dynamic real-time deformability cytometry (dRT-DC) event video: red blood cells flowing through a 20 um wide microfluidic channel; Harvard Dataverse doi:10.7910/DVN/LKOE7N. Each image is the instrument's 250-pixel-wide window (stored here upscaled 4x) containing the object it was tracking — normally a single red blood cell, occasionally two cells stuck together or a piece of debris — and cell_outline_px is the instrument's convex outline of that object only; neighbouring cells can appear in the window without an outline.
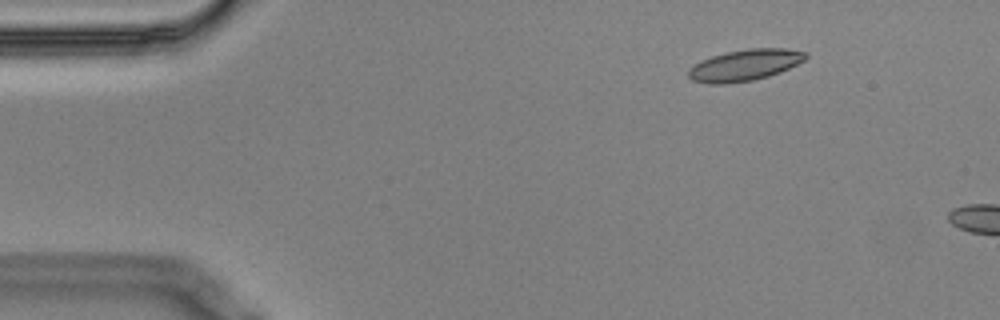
{"species": "Egyptian fruit bat (a non-hibernating species)", "species_latin": "Rousettus aegyptiacus", "temperature_condition": "cold", "stored_images_in_passage": 3, "camera_frame_rate_fps": 3000, "um_per_image_px": 0.085, "animal": {"sex": "male"}, "frame": {"image": 1, "passage_image": 1, "time_ms": 0.0, "image_size_px": [1000, 320], "cell_outline_px": [[808, 56], [804, 60], [780, 72], [768, 76], [752, 80], [724, 84], [708, 84], [692, 80], [688, 76], [688, 68], [700, 60], [712, 56], [728, 52], [748, 48], [788, 48], [804, 52]], "centroid_in_image_um": [63.27, 5.53], "position_along_channel_um": 21.7, "area_um2": 21.33}}